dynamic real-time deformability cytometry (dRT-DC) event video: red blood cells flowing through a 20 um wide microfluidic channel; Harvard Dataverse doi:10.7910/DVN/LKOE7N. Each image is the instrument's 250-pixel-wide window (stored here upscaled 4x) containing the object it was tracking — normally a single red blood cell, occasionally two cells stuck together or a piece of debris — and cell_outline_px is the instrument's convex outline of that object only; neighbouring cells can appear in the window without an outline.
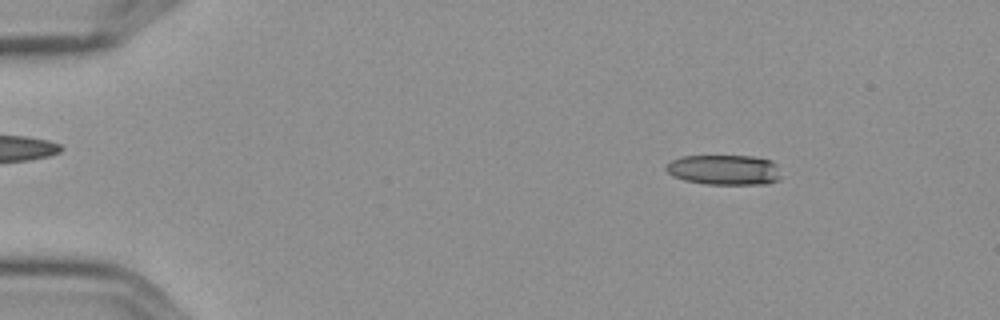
{"species": "Egyptian fruit bat (a non-hibernating species)", "species_latin": "Rousettus aegyptiacus", "temperature_condition": "cold", "stored_images_in_passage": 57, "camera_frame_rate_fps": 3000, "um_per_image_px": 0.085, "frame": {"image": 1, "passage_image": 8, "time_ms": 2.333, "image_size_px": [1000, 320], "cell_outline_px": [[780, 180], [768, 184], [704, 184], [684, 180], [672, 176], [664, 168], [672, 160], [680, 156], [752, 156], [772, 160], [776, 164], [780, 176]], "centroid_in_image_um": [61.57, 14.44], "position_along_channel_um": 23.4, "area_um2": 20.35}}
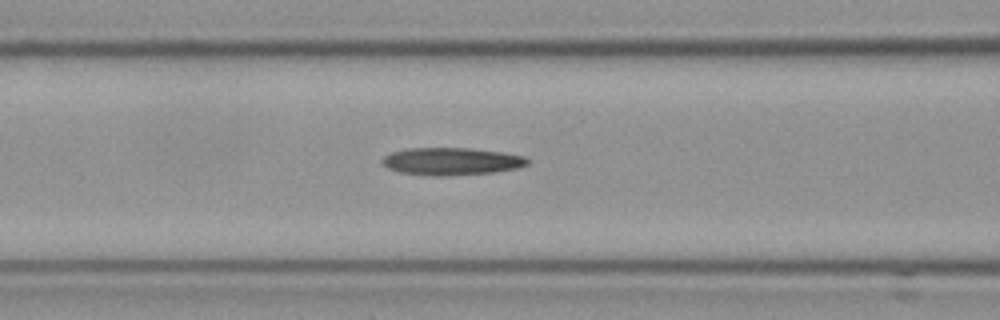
{"frame": {"image": 2, "passage_image": 24, "time_ms": 7.667, "image_size_px": [1000, 320], "cell_outline_px": [[528, 164], [516, 168], [492, 172], [440, 176], [432, 176], [400, 172], [388, 168], [380, 160], [384, 156], [392, 152], [408, 148], [472, 148], [504, 152], [524, 156], [528, 160]], "centroid_in_image_um": [38.36, 13.7], "position_along_channel_um": 128.2, "area_um2": 23.12}}
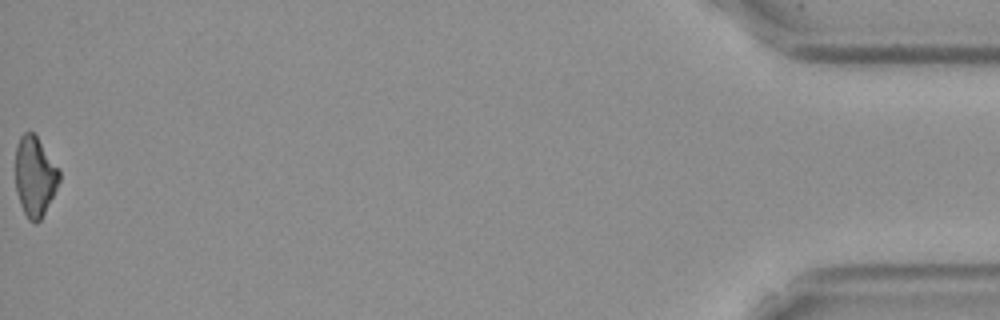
{"frame": {"image": 3, "passage_image": 57, "time_ms": 18.667, "image_size_px": [1000, 320], "cell_outline_px": [[60, 180], [40, 220], [36, 224], [32, 224], [28, 220], [20, 204], [16, 192], [16, 144], [20, 136], [24, 132], [32, 132], [36, 136], [60, 168]], "centroid_in_image_um": [2.96, 14.99], "position_along_channel_um": 432.2, "area_um2": 20.4}, "authors_computed_cell_mechanics": {"area_um2": 22.3686, "velocity_mm_per_s": 3.6082, "shape_relaxation_time_tau1_ms": 8.3396, "shape_relaxation_time_tau2_ms": 10.6259, "deformation_change_tau1": 0.2112, "deformation_change_tau2": 0.2608}}